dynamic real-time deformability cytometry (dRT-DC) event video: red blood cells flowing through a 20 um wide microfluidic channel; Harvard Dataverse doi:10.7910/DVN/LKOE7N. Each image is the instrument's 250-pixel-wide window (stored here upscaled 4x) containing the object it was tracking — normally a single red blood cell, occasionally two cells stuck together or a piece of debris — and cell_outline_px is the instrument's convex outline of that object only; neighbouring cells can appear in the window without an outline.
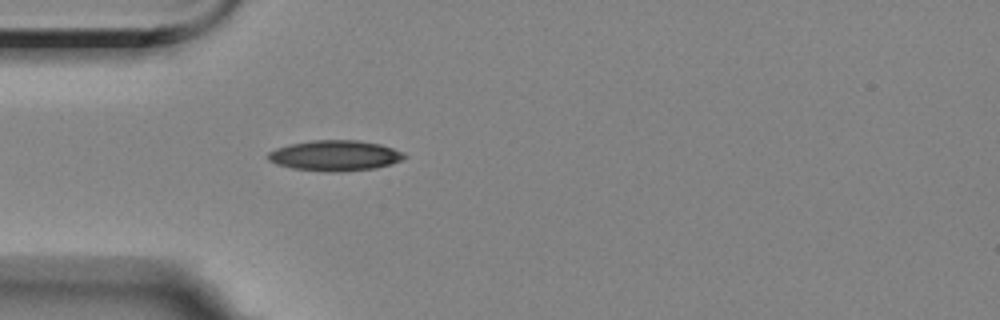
{"species": "Egyptian fruit bat (a non-hibernating species)", "species_latin": "Rousettus aegyptiacus", "temperature_condition": "room temperature", "stored_images_in_passage": 3, "camera_frame_rate_fps": 3000, "um_per_image_px": 0.085, "animal": {"sex": "female"}, "frame": {"image": 1, "passage_image": 3, "time_ms": 2.333, "image_size_px": [1000, 320], "cell_outline_px": [[408, 156], [400, 160], [388, 164], [372, 168], [292, 168], [276, 164], [268, 160], [268, 152], [276, 148], [288, 144], [312, 140], [360, 140], [380, 144], [404, 152]], "centroid_in_image_um": [28.45, 13.14], "position_along_channel_um": 56.5, "area_um2": 22.89}}